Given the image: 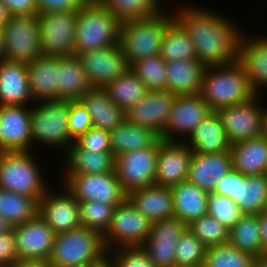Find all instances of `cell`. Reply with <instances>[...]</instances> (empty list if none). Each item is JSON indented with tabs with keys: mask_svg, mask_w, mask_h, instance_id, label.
<instances>
[{
	"mask_svg": "<svg viewBox=\"0 0 267 267\" xmlns=\"http://www.w3.org/2000/svg\"><path fill=\"white\" fill-rule=\"evenodd\" d=\"M160 56L166 62L196 58L192 40L185 29L175 19L165 30Z\"/></svg>",
	"mask_w": 267,
	"mask_h": 267,
	"instance_id": "39",
	"label": "cell"
},
{
	"mask_svg": "<svg viewBox=\"0 0 267 267\" xmlns=\"http://www.w3.org/2000/svg\"><path fill=\"white\" fill-rule=\"evenodd\" d=\"M240 190V172L231 169L227 174L221 177L217 182L214 190L215 194H220L229 197L237 203Z\"/></svg>",
	"mask_w": 267,
	"mask_h": 267,
	"instance_id": "50",
	"label": "cell"
},
{
	"mask_svg": "<svg viewBox=\"0 0 267 267\" xmlns=\"http://www.w3.org/2000/svg\"><path fill=\"white\" fill-rule=\"evenodd\" d=\"M259 96L216 111L231 145L263 134L265 108L258 103Z\"/></svg>",
	"mask_w": 267,
	"mask_h": 267,
	"instance_id": "13",
	"label": "cell"
},
{
	"mask_svg": "<svg viewBox=\"0 0 267 267\" xmlns=\"http://www.w3.org/2000/svg\"><path fill=\"white\" fill-rule=\"evenodd\" d=\"M30 107L0 105V152L32 149Z\"/></svg>",
	"mask_w": 267,
	"mask_h": 267,
	"instance_id": "18",
	"label": "cell"
},
{
	"mask_svg": "<svg viewBox=\"0 0 267 267\" xmlns=\"http://www.w3.org/2000/svg\"><path fill=\"white\" fill-rule=\"evenodd\" d=\"M238 61L245 69L251 87L257 95H261L263 87H267V36L241 35ZM264 85V86H263Z\"/></svg>",
	"mask_w": 267,
	"mask_h": 267,
	"instance_id": "23",
	"label": "cell"
},
{
	"mask_svg": "<svg viewBox=\"0 0 267 267\" xmlns=\"http://www.w3.org/2000/svg\"><path fill=\"white\" fill-rule=\"evenodd\" d=\"M175 98L170 91H149L125 112L126 120L150 128L162 138Z\"/></svg>",
	"mask_w": 267,
	"mask_h": 267,
	"instance_id": "19",
	"label": "cell"
},
{
	"mask_svg": "<svg viewBox=\"0 0 267 267\" xmlns=\"http://www.w3.org/2000/svg\"><path fill=\"white\" fill-rule=\"evenodd\" d=\"M114 206L99 201L79 202L82 226L96 231L102 237L110 227Z\"/></svg>",
	"mask_w": 267,
	"mask_h": 267,
	"instance_id": "44",
	"label": "cell"
},
{
	"mask_svg": "<svg viewBox=\"0 0 267 267\" xmlns=\"http://www.w3.org/2000/svg\"><path fill=\"white\" fill-rule=\"evenodd\" d=\"M187 228L206 248L225 244L229 239V229L208 214L191 221Z\"/></svg>",
	"mask_w": 267,
	"mask_h": 267,
	"instance_id": "45",
	"label": "cell"
},
{
	"mask_svg": "<svg viewBox=\"0 0 267 267\" xmlns=\"http://www.w3.org/2000/svg\"><path fill=\"white\" fill-rule=\"evenodd\" d=\"M108 267H156L142 246H121L107 251Z\"/></svg>",
	"mask_w": 267,
	"mask_h": 267,
	"instance_id": "46",
	"label": "cell"
},
{
	"mask_svg": "<svg viewBox=\"0 0 267 267\" xmlns=\"http://www.w3.org/2000/svg\"><path fill=\"white\" fill-rule=\"evenodd\" d=\"M13 232L19 260L48 262L56 234L40 214L13 226Z\"/></svg>",
	"mask_w": 267,
	"mask_h": 267,
	"instance_id": "14",
	"label": "cell"
},
{
	"mask_svg": "<svg viewBox=\"0 0 267 267\" xmlns=\"http://www.w3.org/2000/svg\"><path fill=\"white\" fill-rule=\"evenodd\" d=\"M265 138H267V108H265L263 115V134Z\"/></svg>",
	"mask_w": 267,
	"mask_h": 267,
	"instance_id": "60",
	"label": "cell"
},
{
	"mask_svg": "<svg viewBox=\"0 0 267 267\" xmlns=\"http://www.w3.org/2000/svg\"><path fill=\"white\" fill-rule=\"evenodd\" d=\"M42 172L30 151L0 152V189L33 197L39 202L48 189Z\"/></svg>",
	"mask_w": 267,
	"mask_h": 267,
	"instance_id": "6",
	"label": "cell"
},
{
	"mask_svg": "<svg viewBox=\"0 0 267 267\" xmlns=\"http://www.w3.org/2000/svg\"><path fill=\"white\" fill-rule=\"evenodd\" d=\"M160 137L152 146L129 151L115 158V172L122 190L130 191L155 184Z\"/></svg>",
	"mask_w": 267,
	"mask_h": 267,
	"instance_id": "11",
	"label": "cell"
},
{
	"mask_svg": "<svg viewBox=\"0 0 267 267\" xmlns=\"http://www.w3.org/2000/svg\"><path fill=\"white\" fill-rule=\"evenodd\" d=\"M127 199L151 222L174 218L173 193L170 187L149 185L130 191Z\"/></svg>",
	"mask_w": 267,
	"mask_h": 267,
	"instance_id": "25",
	"label": "cell"
},
{
	"mask_svg": "<svg viewBox=\"0 0 267 267\" xmlns=\"http://www.w3.org/2000/svg\"><path fill=\"white\" fill-rule=\"evenodd\" d=\"M152 222L126 198L115 206L109 229L103 236L105 249L141 246L150 235Z\"/></svg>",
	"mask_w": 267,
	"mask_h": 267,
	"instance_id": "9",
	"label": "cell"
},
{
	"mask_svg": "<svg viewBox=\"0 0 267 267\" xmlns=\"http://www.w3.org/2000/svg\"><path fill=\"white\" fill-rule=\"evenodd\" d=\"M25 63L2 59L0 61V105L32 104Z\"/></svg>",
	"mask_w": 267,
	"mask_h": 267,
	"instance_id": "24",
	"label": "cell"
},
{
	"mask_svg": "<svg viewBox=\"0 0 267 267\" xmlns=\"http://www.w3.org/2000/svg\"><path fill=\"white\" fill-rule=\"evenodd\" d=\"M79 101L90 114L92 128L111 132L125 119V111L117 106L103 88L93 87Z\"/></svg>",
	"mask_w": 267,
	"mask_h": 267,
	"instance_id": "28",
	"label": "cell"
},
{
	"mask_svg": "<svg viewBox=\"0 0 267 267\" xmlns=\"http://www.w3.org/2000/svg\"><path fill=\"white\" fill-rule=\"evenodd\" d=\"M40 104H39V103ZM35 102L31 114L32 145H47L50 148L66 149L75 141L70 137L68 116L70 100H46Z\"/></svg>",
	"mask_w": 267,
	"mask_h": 267,
	"instance_id": "7",
	"label": "cell"
},
{
	"mask_svg": "<svg viewBox=\"0 0 267 267\" xmlns=\"http://www.w3.org/2000/svg\"><path fill=\"white\" fill-rule=\"evenodd\" d=\"M129 69L149 91H167L166 61L160 54L133 62Z\"/></svg>",
	"mask_w": 267,
	"mask_h": 267,
	"instance_id": "41",
	"label": "cell"
},
{
	"mask_svg": "<svg viewBox=\"0 0 267 267\" xmlns=\"http://www.w3.org/2000/svg\"><path fill=\"white\" fill-rule=\"evenodd\" d=\"M9 17L10 14L8 13L6 5L0 0V30H2Z\"/></svg>",
	"mask_w": 267,
	"mask_h": 267,
	"instance_id": "56",
	"label": "cell"
},
{
	"mask_svg": "<svg viewBox=\"0 0 267 267\" xmlns=\"http://www.w3.org/2000/svg\"><path fill=\"white\" fill-rule=\"evenodd\" d=\"M173 193L174 218L186 225L207 215L209 192L185 180L170 187Z\"/></svg>",
	"mask_w": 267,
	"mask_h": 267,
	"instance_id": "29",
	"label": "cell"
},
{
	"mask_svg": "<svg viewBox=\"0 0 267 267\" xmlns=\"http://www.w3.org/2000/svg\"><path fill=\"white\" fill-rule=\"evenodd\" d=\"M76 56L81 61L91 85L95 88L105 87L129 69L119 44L103 49L85 51L78 53Z\"/></svg>",
	"mask_w": 267,
	"mask_h": 267,
	"instance_id": "16",
	"label": "cell"
},
{
	"mask_svg": "<svg viewBox=\"0 0 267 267\" xmlns=\"http://www.w3.org/2000/svg\"><path fill=\"white\" fill-rule=\"evenodd\" d=\"M232 169L231 152L192 153L187 180L212 192L221 177Z\"/></svg>",
	"mask_w": 267,
	"mask_h": 267,
	"instance_id": "22",
	"label": "cell"
},
{
	"mask_svg": "<svg viewBox=\"0 0 267 267\" xmlns=\"http://www.w3.org/2000/svg\"><path fill=\"white\" fill-rule=\"evenodd\" d=\"M263 212H265L267 214V201H266L265 209Z\"/></svg>",
	"mask_w": 267,
	"mask_h": 267,
	"instance_id": "61",
	"label": "cell"
},
{
	"mask_svg": "<svg viewBox=\"0 0 267 267\" xmlns=\"http://www.w3.org/2000/svg\"><path fill=\"white\" fill-rule=\"evenodd\" d=\"M187 139L183 141L194 153H221L231 148L221 120L215 111L204 119Z\"/></svg>",
	"mask_w": 267,
	"mask_h": 267,
	"instance_id": "32",
	"label": "cell"
},
{
	"mask_svg": "<svg viewBox=\"0 0 267 267\" xmlns=\"http://www.w3.org/2000/svg\"><path fill=\"white\" fill-rule=\"evenodd\" d=\"M208 215L230 229L243 215L239 206L229 197L210 192L208 195Z\"/></svg>",
	"mask_w": 267,
	"mask_h": 267,
	"instance_id": "47",
	"label": "cell"
},
{
	"mask_svg": "<svg viewBox=\"0 0 267 267\" xmlns=\"http://www.w3.org/2000/svg\"><path fill=\"white\" fill-rule=\"evenodd\" d=\"M10 16L38 15L36 0H1Z\"/></svg>",
	"mask_w": 267,
	"mask_h": 267,
	"instance_id": "53",
	"label": "cell"
},
{
	"mask_svg": "<svg viewBox=\"0 0 267 267\" xmlns=\"http://www.w3.org/2000/svg\"><path fill=\"white\" fill-rule=\"evenodd\" d=\"M212 112L200 94L176 95L168 123L162 132V139L181 141V139H177L180 135L183 138H188L194 129Z\"/></svg>",
	"mask_w": 267,
	"mask_h": 267,
	"instance_id": "15",
	"label": "cell"
},
{
	"mask_svg": "<svg viewBox=\"0 0 267 267\" xmlns=\"http://www.w3.org/2000/svg\"><path fill=\"white\" fill-rule=\"evenodd\" d=\"M2 33L6 60L29 64L42 54L38 15L10 16Z\"/></svg>",
	"mask_w": 267,
	"mask_h": 267,
	"instance_id": "8",
	"label": "cell"
},
{
	"mask_svg": "<svg viewBox=\"0 0 267 267\" xmlns=\"http://www.w3.org/2000/svg\"><path fill=\"white\" fill-rule=\"evenodd\" d=\"M259 231L261 237V243L263 248V254L267 253V214L261 212L258 214Z\"/></svg>",
	"mask_w": 267,
	"mask_h": 267,
	"instance_id": "54",
	"label": "cell"
},
{
	"mask_svg": "<svg viewBox=\"0 0 267 267\" xmlns=\"http://www.w3.org/2000/svg\"><path fill=\"white\" fill-rule=\"evenodd\" d=\"M103 89L125 112L149 92L145 84L130 69Z\"/></svg>",
	"mask_w": 267,
	"mask_h": 267,
	"instance_id": "35",
	"label": "cell"
},
{
	"mask_svg": "<svg viewBox=\"0 0 267 267\" xmlns=\"http://www.w3.org/2000/svg\"><path fill=\"white\" fill-rule=\"evenodd\" d=\"M63 193L48 188L39 200L38 214L46 221L55 234H60L82 226L79 202L62 184Z\"/></svg>",
	"mask_w": 267,
	"mask_h": 267,
	"instance_id": "17",
	"label": "cell"
},
{
	"mask_svg": "<svg viewBox=\"0 0 267 267\" xmlns=\"http://www.w3.org/2000/svg\"><path fill=\"white\" fill-rule=\"evenodd\" d=\"M18 260L13 230L0 234V267H7Z\"/></svg>",
	"mask_w": 267,
	"mask_h": 267,
	"instance_id": "52",
	"label": "cell"
},
{
	"mask_svg": "<svg viewBox=\"0 0 267 267\" xmlns=\"http://www.w3.org/2000/svg\"><path fill=\"white\" fill-rule=\"evenodd\" d=\"M121 21L94 0L77 11L75 55L119 44Z\"/></svg>",
	"mask_w": 267,
	"mask_h": 267,
	"instance_id": "5",
	"label": "cell"
},
{
	"mask_svg": "<svg viewBox=\"0 0 267 267\" xmlns=\"http://www.w3.org/2000/svg\"><path fill=\"white\" fill-rule=\"evenodd\" d=\"M5 59V49H4V41H3V33L0 30V61Z\"/></svg>",
	"mask_w": 267,
	"mask_h": 267,
	"instance_id": "59",
	"label": "cell"
},
{
	"mask_svg": "<svg viewBox=\"0 0 267 267\" xmlns=\"http://www.w3.org/2000/svg\"><path fill=\"white\" fill-rule=\"evenodd\" d=\"M7 267H48V265L40 261L18 260Z\"/></svg>",
	"mask_w": 267,
	"mask_h": 267,
	"instance_id": "55",
	"label": "cell"
},
{
	"mask_svg": "<svg viewBox=\"0 0 267 267\" xmlns=\"http://www.w3.org/2000/svg\"><path fill=\"white\" fill-rule=\"evenodd\" d=\"M232 169L244 175L267 173V138L263 135L231 145Z\"/></svg>",
	"mask_w": 267,
	"mask_h": 267,
	"instance_id": "30",
	"label": "cell"
},
{
	"mask_svg": "<svg viewBox=\"0 0 267 267\" xmlns=\"http://www.w3.org/2000/svg\"><path fill=\"white\" fill-rule=\"evenodd\" d=\"M91 128V117L87 109L79 100H70L68 116V129L70 132V137L75 141Z\"/></svg>",
	"mask_w": 267,
	"mask_h": 267,
	"instance_id": "48",
	"label": "cell"
},
{
	"mask_svg": "<svg viewBox=\"0 0 267 267\" xmlns=\"http://www.w3.org/2000/svg\"><path fill=\"white\" fill-rule=\"evenodd\" d=\"M63 176L62 184L73 194L78 202L99 201L115 207L127 198L116 172L63 174Z\"/></svg>",
	"mask_w": 267,
	"mask_h": 267,
	"instance_id": "12",
	"label": "cell"
},
{
	"mask_svg": "<svg viewBox=\"0 0 267 267\" xmlns=\"http://www.w3.org/2000/svg\"><path fill=\"white\" fill-rule=\"evenodd\" d=\"M258 214H243L229 229L228 242L254 257L263 255Z\"/></svg>",
	"mask_w": 267,
	"mask_h": 267,
	"instance_id": "37",
	"label": "cell"
},
{
	"mask_svg": "<svg viewBox=\"0 0 267 267\" xmlns=\"http://www.w3.org/2000/svg\"><path fill=\"white\" fill-rule=\"evenodd\" d=\"M200 95L212 111L244 103L257 94L251 87L242 64L207 66Z\"/></svg>",
	"mask_w": 267,
	"mask_h": 267,
	"instance_id": "3",
	"label": "cell"
},
{
	"mask_svg": "<svg viewBox=\"0 0 267 267\" xmlns=\"http://www.w3.org/2000/svg\"><path fill=\"white\" fill-rule=\"evenodd\" d=\"M267 201V173L244 175L240 173V190L237 205L243 214H260Z\"/></svg>",
	"mask_w": 267,
	"mask_h": 267,
	"instance_id": "36",
	"label": "cell"
},
{
	"mask_svg": "<svg viewBox=\"0 0 267 267\" xmlns=\"http://www.w3.org/2000/svg\"><path fill=\"white\" fill-rule=\"evenodd\" d=\"M206 249L205 245L186 228L175 247V266L203 267Z\"/></svg>",
	"mask_w": 267,
	"mask_h": 267,
	"instance_id": "43",
	"label": "cell"
},
{
	"mask_svg": "<svg viewBox=\"0 0 267 267\" xmlns=\"http://www.w3.org/2000/svg\"><path fill=\"white\" fill-rule=\"evenodd\" d=\"M254 258L227 242L206 249L203 267H252Z\"/></svg>",
	"mask_w": 267,
	"mask_h": 267,
	"instance_id": "42",
	"label": "cell"
},
{
	"mask_svg": "<svg viewBox=\"0 0 267 267\" xmlns=\"http://www.w3.org/2000/svg\"><path fill=\"white\" fill-rule=\"evenodd\" d=\"M175 11L174 19L185 29L193 42L196 58L206 67L228 65L238 60L243 32L233 21L207 8L186 3Z\"/></svg>",
	"mask_w": 267,
	"mask_h": 267,
	"instance_id": "1",
	"label": "cell"
},
{
	"mask_svg": "<svg viewBox=\"0 0 267 267\" xmlns=\"http://www.w3.org/2000/svg\"><path fill=\"white\" fill-rule=\"evenodd\" d=\"M88 0H36L38 14L58 11H78Z\"/></svg>",
	"mask_w": 267,
	"mask_h": 267,
	"instance_id": "51",
	"label": "cell"
},
{
	"mask_svg": "<svg viewBox=\"0 0 267 267\" xmlns=\"http://www.w3.org/2000/svg\"><path fill=\"white\" fill-rule=\"evenodd\" d=\"M252 267H267V253L255 257Z\"/></svg>",
	"mask_w": 267,
	"mask_h": 267,
	"instance_id": "57",
	"label": "cell"
},
{
	"mask_svg": "<svg viewBox=\"0 0 267 267\" xmlns=\"http://www.w3.org/2000/svg\"><path fill=\"white\" fill-rule=\"evenodd\" d=\"M170 12L163 9L148 19L121 22L119 45L129 66L140 59L160 54L165 30L174 20L173 11Z\"/></svg>",
	"mask_w": 267,
	"mask_h": 267,
	"instance_id": "4",
	"label": "cell"
},
{
	"mask_svg": "<svg viewBox=\"0 0 267 267\" xmlns=\"http://www.w3.org/2000/svg\"><path fill=\"white\" fill-rule=\"evenodd\" d=\"M29 87L34 102L57 99V56L41 54L27 64Z\"/></svg>",
	"mask_w": 267,
	"mask_h": 267,
	"instance_id": "31",
	"label": "cell"
},
{
	"mask_svg": "<svg viewBox=\"0 0 267 267\" xmlns=\"http://www.w3.org/2000/svg\"><path fill=\"white\" fill-rule=\"evenodd\" d=\"M38 23L43 55H75L77 11L38 14Z\"/></svg>",
	"mask_w": 267,
	"mask_h": 267,
	"instance_id": "10",
	"label": "cell"
},
{
	"mask_svg": "<svg viewBox=\"0 0 267 267\" xmlns=\"http://www.w3.org/2000/svg\"><path fill=\"white\" fill-rule=\"evenodd\" d=\"M205 69L197 58L166 62L167 91L176 95L200 94Z\"/></svg>",
	"mask_w": 267,
	"mask_h": 267,
	"instance_id": "26",
	"label": "cell"
},
{
	"mask_svg": "<svg viewBox=\"0 0 267 267\" xmlns=\"http://www.w3.org/2000/svg\"><path fill=\"white\" fill-rule=\"evenodd\" d=\"M67 162L64 174H104L115 172V156L112 153H96L82 149L76 142L64 153Z\"/></svg>",
	"mask_w": 267,
	"mask_h": 267,
	"instance_id": "33",
	"label": "cell"
},
{
	"mask_svg": "<svg viewBox=\"0 0 267 267\" xmlns=\"http://www.w3.org/2000/svg\"><path fill=\"white\" fill-rule=\"evenodd\" d=\"M192 153L183 140L163 139L159 144L155 184L171 187L187 180Z\"/></svg>",
	"mask_w": 267,
	"mask_h": 267,
	"instance_id": "21",
	"label": "cell"
},
{
	"mask_svg": "<svg viewBox=\"0 0 267 267\" xmlns=\"http://www.w3.org/2000/svg\"><path fill=\"white\" fill-rule=\"evenodd\" d=\"M92 88L76 55L57 56V99L76 101Z\"/></svg>",
	"mask_w": 267,
	"mask_h": 267,
	"instance_id": "27",
	"label": "cell"
},
{
	"mask_svg": "<svg viewBox=\"0 0 267 267\" xmlns=\"http://www.w3.org/2000/svg\"><path fill=\"white\" fill-rule=\"evenodd\" d=\"M109 133L111 153L115 158L129 151L150 147L160 138L152 129L126 119Z\"/></svg>",
	"mask_w": 267,
	"mask_h": 267,
	"instance_id": "34",
	"label": "cell"
},
{
	"mask_svg": "<svg viewBox=\"0 0 267 267\" xmlns=\"http://www.w3.org/2000/svg\"><path fill=\"white\" fill-rule=\"evenodd\" d=\"M107 250L103 237L94 230L79 226L55 235L48 267H106Z\"/></svg>",
	"mask_w": 267,
	"mask_h": 267,
	"instance_id": "2",
	"label": "cell"
},
{
	"mask_svg": "<svg viewBox=\"0 0 267 267\" xmlns=\"http://www.w3.org/2000/svg\"><path fill=\"white\" fill-rule=\"evenodd\" d=\"M187 225L177 218L152 222L150 235L141 245L156 267L175 266V247Z\"/></svg>",
	"mask_w": 267,
	"mask_h": 267,
	"instance_id": "20",
	"label": "cell"
},
{
	"mask_svg": "<svg viewBox=\"0 0 267 267\" xmlns=\"http://www.w3.org/2000/svg\"><path fill=\"white\" fill-rule=\"evenodd\" d=\"M39 202L15 192L0 189V215L11 225L22 224L38 214Z\"/></svg>",
	"mask_w": 267,
	"mask_h": 267,
	"instance_id": "38",
	"label": "cell"
},
{
	"mask_svg": "<svg viewBox=\"0 0 267 267\" xmlns=\"http://www.w3.org/2000/svg\"><path fill=\"white\" fill-rule=\"evenodd\" d=\"M75 142L85 150L96 153H111L110 133L101 129L91 128Z\"/></svg>",
	"mask_w": 267,
	"mask_h": 267,
	"instance_id": "49",
	"label": "cell"
},
{
	"mask_svg": "<svg viewBox=\"0 0 267 267\" xmlns=\"http://www.w3.org/2000/svg\"><path fill=\"white\" fill-rule=\"evenodd\" d=\"M13 230V225L0 215V234Z\"/></svg>",
	"mask_w": 267,
	"mask_h": 267,
	"instance_id": "58",
	"label": "cell"
},
{
	"mask_svg": "<svg viewBox=\"0 0 267 267\" xmlns=\"http://www.w3.org/2000/svg\"><path fill=\"white\" fill-rule=\"evenodd\" d=\"M110 10L121 22L131 19H148L164 8L160 0H94ZM160 2V3H159Z\"/></svg>",
	"mask_w": 267,
	"mask_h": 267,
	"instance_id": "40",
	"label": "cell"
}]
</instances>
